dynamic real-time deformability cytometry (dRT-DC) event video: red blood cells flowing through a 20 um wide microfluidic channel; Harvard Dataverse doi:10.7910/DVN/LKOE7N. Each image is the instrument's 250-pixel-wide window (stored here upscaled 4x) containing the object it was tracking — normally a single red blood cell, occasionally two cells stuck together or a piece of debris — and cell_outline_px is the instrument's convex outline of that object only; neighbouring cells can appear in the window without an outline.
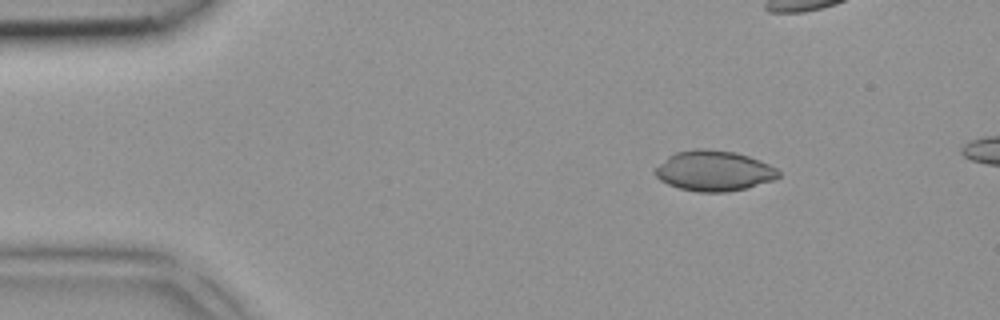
{"species": "common noctule bat (a hibernating species)", "species_latin": "Nyctalus noctula", "temperature_condition": "room temperature", "stored_images_in_passage": 2, "camera_frame_rate_fps": 3000, "um_per_image_px": 0.085, "animal": {"sex": "female", "body_mass_g": 18.4}, "frame": {"image": 1, "passage_image": 1, "time_ms": 0.0, "image_size_px": [1000, 320], "cell_outline_px": [[780, 176], [772, 180], [744, 188], [728, 192], [696, 192], [680, 188], [668, 184], [660, 180], [656, 176], [656, 168], [668, 156], [676, 152], [696, 148], [704, 148], [736, 152], [748, 156], [768, 164], [776, 168], [780, 172]], "centroid_in_image_um": [60.67, 14.51], "position_along_channel_um": 24.3, "area_um2": 28.78}}